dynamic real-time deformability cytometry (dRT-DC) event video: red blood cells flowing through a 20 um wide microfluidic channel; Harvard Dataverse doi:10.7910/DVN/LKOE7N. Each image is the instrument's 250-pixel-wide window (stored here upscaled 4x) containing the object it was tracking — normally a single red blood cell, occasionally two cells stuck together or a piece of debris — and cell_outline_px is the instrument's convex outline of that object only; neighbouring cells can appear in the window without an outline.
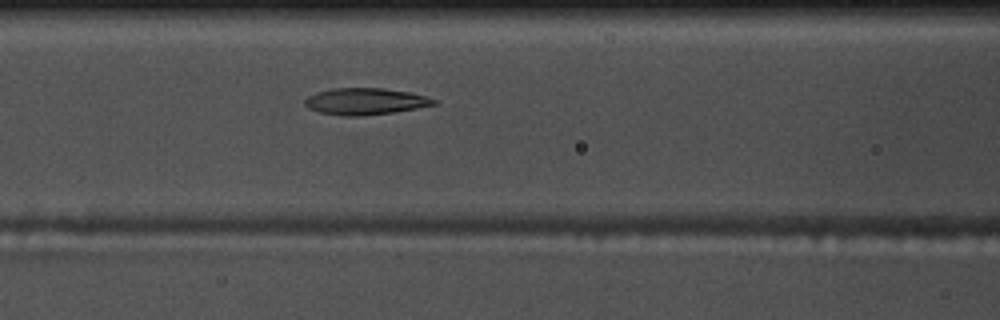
{"species": "common noctule bat (a hibernating species)", "species_latin": "Nyctalus noctula", "temperature_condition": "warm", "stored_images_in_passage": 53, "camera_frame_rate_fps": 3000, "um_per_image_px": 0.085, "animal": {"sex": "male", "body_mass_g": 17.5, "forearm_length_mm": 52.3}, "frame": {"image": 1, "passage_image": 21, "time_ms": 6.667, "image_size_px": [1000, 320], "cell_outline_px": [[436, 104], [396, 112], [364, 116], [344, 116], [320, 112], [308, 108], [304, 104], [304, 100], [308, 96], [316, 92], [332, 88], [384, 88], [408, 92], [428, 96], [436, 100]], "centroid_in_image_um": [31.04, 8.62], "position_along_channel_um": 135.6, "area_um2": 20.11}}
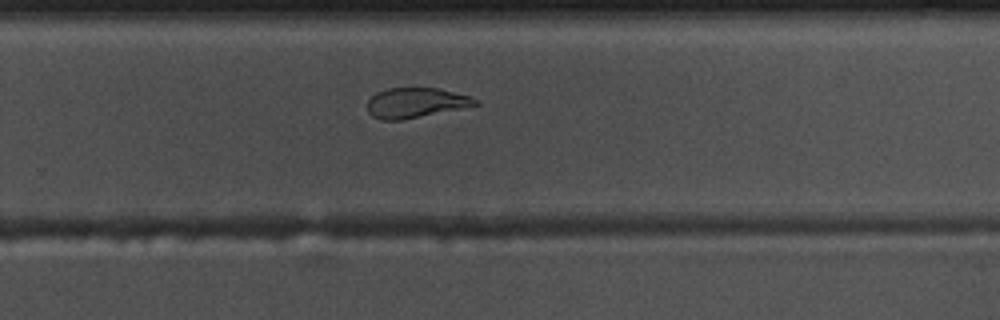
{"frame": {"image": 2, "passage_image": 34, "time_ms": 11.0, "image_size_px": [1000, 320], "cell_outline_px": [[480, 104], [400, 120], [380, 120], [372, 116], [368, 112], [368, 100], [376, 92], [388, 88], [436, 88], [468, 96], [480, 100]], "centroid_in_image_um": [35.29, 8.73], "position_along_channel_um": 294.5, "area_um2": 18.55}}
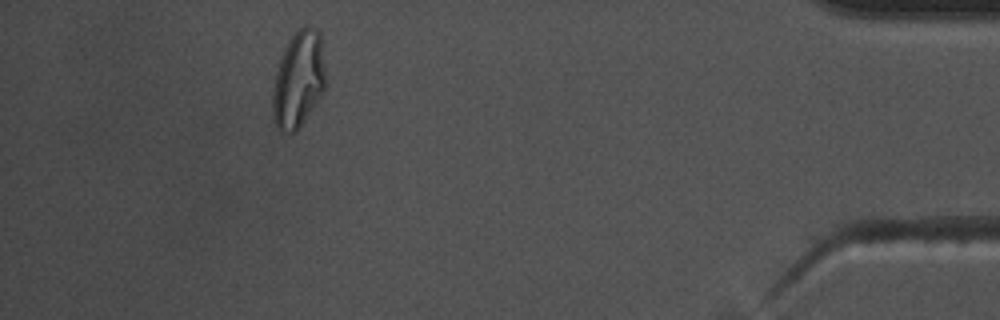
{"frame": {"image": 3, "passage_image": 48, "time_ms": 15.667, "image_size_px": [1000, 320], "cell_outline_px": [[328, 84], [324, 92], [296, 132], [288, 136], [280, 132], [276, 128], [272, 116], [272, 92], [276, 72], [284, 48], [288, 40], [304, 24], [308, 24], [316, 28], [320, 32]], "centroid_in_image_um": [25.39, 6.79], "position_along_channel_um": 409.8, "area_um2": 30.75}, "authors_computed_cell_mechanics": {"area_um2": 21.0392, "velocity_mm_per_s": 3.6819, "shape_relaxation_time_tau1_ms": null, "shape_relaxation_time_tau2_ms": 2.5342, "deformation_change_tau1": null, "deformation_change_tau2": 0.102}}